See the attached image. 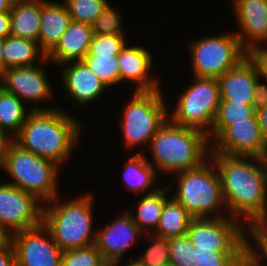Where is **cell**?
I'll list each match as a JSON object with an SVG mask.
<instances>
[{
	"instance_id": "16",
	"label": "cell",
	"mask_w": 267,
	"mask_h": 266,
	"mask_svg": "<svg viewBox=\"0 0 267 266\" xmlns=\"http://www.w3.org/2000/svg\"><path fill=\"white\" fill-rule=\"evenodd\" d=\"M261 77L258 61L249 54L236 67L218 78L221 100L252 105L255 85Z\"/></svg>"
},
{
	"instance_id": "36",
	"label": "cell",
	"mask_w": 267,
	"mask_h": 266,
	"mask_svg": "<svg viewBox=\"0 0 267 266\" xmlns=\"http://www.w3.org/2000/svg\"><path fill=\"white\" fill-rule=\"evenodd\" d=\"M119 11L109 3L92 24L94 35H125Z\"/></svg>"
},
{
	"instance_id": "26",
	"label": "cell",
	"mask_w": 267,
	"mask_h": 266,
	"mask_svg": "<svg viewBox=\"0 0 267 266\" xmlns=\"http://www.w3.org/2000/svg\"><path fill=\"white\" fill-rule=\"evenodd\" d=\"M170 187H172L171 183L163 189L161 188L155 192L143 195L137 203L138 206H136L137 210L135 215L130 213L140 230L142 232L146 231L145 234H149L151 231L153 233L156 230L165 206V201L169 198L166 196V192Z\"/></svg>"
},
{
	"instance_id": "20",
	"label": "cell",
	"mask_w": 267,
	"mask_h": 266,
	"mask_svg": "<svg viewBox=\"0 0 267 266\" xmlns=\"http://www.w3.org/2000/svg\"><path fill=\"white\" fill-rule=\"evenodd\" d=\"M93 36L92 25L71 21L59 42L46 55L47 61L58 65L81 61L88 53Z\"/></svg>"
},
{
	"instance_id": "1",
	"label": "cell",
	"mask_w": 267,
	"mask_h": 266,
	"mask_svg": "<svg viewBox=\"0 0 267 266\" xmlns=\"http://www.w3.org/2000/svg\"><path fill=\"white\" fill-rule=\"evenodd\" d=\"M210 159L220 177L226 212L240 221L244 217L248 227L267 206V177L260 158L210 153Z\"/></svg>"
},
{
	"instance_id": "21",
	"label": "cell",
	"mask_w": 267,
	"mask_h": 266,
	"mask_svg": "<svg viewBox=\"0 0 267 266\" xmlns=\"http://www.w3.org/2000/svg\"><path fill=\"white\" fill-rule=\"evenodd\" d=\"M65 3L41 0L38 45L47 55L59 42L71 22Z\"/></svg>"
},
{
	"instance_id": "25",
	"label": "cell",
	"mask_w": 267,
	"mask_h": 266,
	"mask_svg": "<svg viewBox=\"0 0 267 266\" xmlns=\"http://www.w3.org/2000/svg\"><path fill=\"white\" fill-rule=\"evenodd\" d=\"M3 57L6 70L11 67L37 65L34 63L37 58L47 63L46 54L41 50L38 42L11 35L4 39Z\"/></svg>"
},
{
	"instance_id": "14",
	"label": "cell",
	"mask_w": 267,
	"mask_h": 266,
	"mask_svg": "<svg viewBox=\"0 0 267 266\" xmlns=\"http://www.w3.org/2000/svg\"><path fill=\"white\" fill-rule=\"evenodd\" d=\"M232 2L240 28V31H236L235 34L242 48L250 55L267 48L262 47L264 44L267 46V0H233Z\"/></svg>"
},
{
	"instance_id": "6",
	"label": "cell",
	"mask_w": 267,
	"mask_h": 266,
	"mask_svg": "<svg viewBox=\"0 0 267 266\" xmlns=\"http://www.w3.org/2000/svg\"><path fill=\"white\" fill-rule=\"evenodd\" d=\"M208 161L210 165L207 164ZM176 175H178L177 191L172 194V197L180 202L192 217L218 218L230 216L221 215L222 207L223 210L225 208V211L226 207L222 197L220 177L210 157L197 168Z\"/></svg>"
},
{
	"instance_id": "47",
	"label": "cell",
	"mask_w": 267,
	"mask_h": 266,
	"mask_svg": "<svg viewBox=\"0 0 267 266\" xmlns=\"http://www.w3.org/2000/svg\"><path fill=\"white\" fill-rule=\"evenodd\" d=\"M260 161L262 163L263 166V170L266 174L267 177V145L265 146L263 152L261 153V155L259 156Z\"/></svg>"
},
{
	"instance_id": "42",
	"label": "cell",
	"mask_w": 267,
	"mask_h": 266,
	"mask_svg": "<svg viewBox=\"0 0 267 266\" xmlns=\"http://www.w3.org/2000/svg\"><path fill=\"white\" fill-rule=\"evenodd\" d=\"M13 234L7 229L0 226V252L6 251L12 245Z\"/></svg>"
},
{
	"instance_id": "9",
	"label": "cell",
	"mask_w": 267,
	"mask_h": 266,
	"mask_svg": "<svg viewBox=\"0 0 267 266\" xmlns=\"http://www.w3.org/2000/svg\"><path fill=\"white\" fill-rule=\"evenodd\" d=\"M189 46L195 77L218 79L249 55L235 32L203 37Z\"/></svg>"
},
{
	"instance_id": "45",
	"label": "cell",
	"mask_w": 267,
	"mask_h": 266,
	"mask_svg": "<svg viewBox=\"0 0 267 266\" xmlns=\"http://www.w3.org/2000/svg\"><path fill=\"white\" fill-rule=\"evenodd\" d=\"M4 39L0 38V76L5 72L6 65L3 57Z\"/></svg>"
},
{
	"instance_id": "44",
	"label": "cell",
	"mask_w": 267,
	"mask_h": 266,
	"mask_svg": "<svg viewBox=\"0 0 267 266\" xmlns=\"http://www.w3.org/2000/svg\"><path fill=\"white\" fill-rule=\"evenodd\" d=\"M267 260V246H265L252 260L251 266H265V261L262 259Z\"/></svg>"
},
{
	"instance_id": "41",
	"label": "cell",
	"mask_w": 267,
	"mask_h": 266,
	"mask_svg": "<svg viewBox=\"0 0 267 266\" xmlns=\"http://www.w3.org/2000/svg\"><path fill=\"white\" fill-rule=\"evenodd\" d=\"M0 266H17L12 245L6 251L0 252Z\"/></svg>"
},
{
	"instance_id": "49",
	"label": "cell",
	"mask_w": 267,
	"mask_h": 266,
	"mask_svg": "<svg viewBox=\"0 0 267 266\" xmlns=\"http://www.w3.org/2000/svg\"><path fill=\"white\" fill-rule=\"evenodd\" d=\"M118 263L121 264V262L116 261V262H114V263L108 264V266H117ZM122 266H123V265H122ZM124 266H140V265H139V264L136 262V260L134 259V260H132L131 262H129L128 264H125Z\"/></svg>"
},
{
	"instance_id": "7",
	"label": "cell",
	"mask_w": 267,
	"mask_h": 266,
	"mask_svg": "<svg viewBox=\"0 0 267 266\" xmlns=\"http://www.w3.org/2000/svg\"><path fill=\"white\" fill-rule=\"evenodd\" d=\"M160 89L134 91L124 107L121 130L127 148L150 143L151 138L168 120L170 110Z\"/></svg>"
},
{
	"instance_id": "24",
	"label": "cell",
	"mask_w": 267,
	"mask_h": 266,
	"mask_svg": "<svg viewBox=\"0 0 267 266\" xmlns=\"http://www.w3.org/2000/svg\"><path fill=\"white\" fill-rule=\"evenodd\" d=\"M23 103L16 95L0 86V135L3 138L12 140L19 133L32 110H52V107L44 108L36 105L27 112Z\"/></svg>"
},
{
	"instance_id": "18",
	"label": "cell",
	"mask_w": 267,
	"mask_h": 266,
	"mask_svg": "<svg viewBox=\"0 0 267 266\" xmlns=\"http://www.w3.org/2000/svg\"><path fill=\"white\" fill-rule=\"evenodd\" d=\"M62 82L68 96L79 105H88L107 89L104 83L82 61L62 64Z\"/></svg>"
},
{
	"instance_id": "48",
	"label": "cell",
	"mask_w": 267,
	"mask_h": 266,
	"mask_svg": "<svg viewBox=\"0 0 267 266\" xmlns=\"http://www.w3.org/2000/svg\"><path fill=\"white\" fill-rule=\"evenodd\" d=\"M8 139H0V168H3L4 163V148Z\"/></svg>"
},
{
	"instance_id": "39",
	"label": "cell",
	"mask_w": 267,
	"mask_h": 266,
	"mask_svg": "<svg viewBox=\"0 0 267 266\" xmlns=\"http://www.w3.org/2000/svg\"><path fill=\"white\" fill-rule=\"evenodd\" d=\"M10 35V11L0 12V38L5 39Z\"/></svg>"
},
{
	"instance_id": "38",
	"label": "cell",
	"mask_w": 267,
	"mask_h": 266,
	"mask_svg": "<svg viewBox=\"0 0 267 266\" xmlns=\"http://www.w3.org/2000/svg\"><path fill=\"white\" fill-rule=\"evenodd\" d=\"M262 81L263 79H260L254 89L252 105L256 110L267 106V84L262 83Z\"/></svg>"
},
{
	"instance_id": "12",
	"label": "cell",
	"mask_w": 267,
	"mask_h": 266,
	"mask_svg": "<svg viewBox=\"0 0 267 266\" xmlns=\"http://www.w3.org/2000/svg\"><path fill=\"white\" fill-rule=\"evenodd\" d=\"M12 246L17 266H61L63 251L43 224L14 233Z\"/></svg>"
},
{
	"instance_id": "17",
	"label": "cell",
	"mask_w": 267,
	"mask_h": 266,
	"mask_svg": "<svg viewBox=\"0 0 267 266\" xmlns=\"http://www.w3.org/2000/svg\"><path fill=\"white\" fill-rule=\"evenodd\" d=\"M120 216L96 233L95 246L108 264L122 260L123 253L131 244L134 245L133 240L143 233L132 219L130 211Z\"/></svg>"
},
{
	"instance_id": "46",
	"label": "cell",
	"mask_w": 267,
	"mask_h": 266,
	"mask_svg": "<svg viewBox=\"0 0 267 266\" xmlns=\"http://www.w3.org/2000/svg\"><path fill=\"white\" fill-rule=\"evenodd\" d=\"M15 0H0V12L10 11Z\"/></svg>"
},
{
	"instance_id": "23",
	"label": "cell",
	"mask_w": 267,
	"mask_h": 266,
	"mask_svg": "<svg viewBox=\"0 0 267 266\" xmlns=\"http://www.w3.org/2000/svg\"><path fill=\"white\" fill-rule=\"evenodd\" d=\"M123 169V184L127 189L134 192L136 196L141 195V192L149 194L160 189V187H157L159 184L156 182L158 177L157 170L152 162L148 161L143 152L131 156L124 164Z\"/></svg>"
},
{
	"instance_id": "30",
	"label": "cell",
	"mask_w": 267,
	"mask_h": 266,
	"mask_svg": "<svg viewBox=\"0 0 267 266\" xmlns=\"http://www.w3.org/2000/svg\"><path fill=\"white\" fill-rule=\"evenodd\" d=\"M195 266H251L247 252H216L195 248Z\"/></svg>"
},
{
	"instance_id": "8",
	"label": "cell",
	"mask_w": 267,
	"mask_h": 266,
	"mask_svg": "<svg viewBox=\"0 0 267 266\" xmlns=\"http://www.w3.org/2000/svg\"><path fill=\"white\" fill-rule=\"evenodd\" d=\"M194 79L195 82L181 93L173 112L168 115L173 123L208 135L221 100L219 81L195 76Z\"/></svg>"
},
{
	"instance_id": "10",
	"label": "cell",
	"mask_w": 267,
	"mask_h": 266,
	"mask_svg": "<svg viewBox=\"0 0 267 266\" xmlns=\"http://www.w3.org/2000/svg\"><path fill=\"white\" fill-rule=\"evenodd\" d=\"M247 227L236 218H194L186 235L199 250L247 252ZM246 236V237H245Z\"/></svg>"
},
{
	"instance_id": "34",
	"label": "cell",
	"mask_w": 267,
	"mask_h": 266,
	"mask_svg": "<svg viewBox=\"0 0 267 266\" xmlns=\"http://www.w3.org/2000/svg\"><path fill=\"white\" fill-rule=\"evenodd\" d=\"M170 266H195V247L187 235L170 239Z\"/></svg>"
},
{
	"instance_id": "19",
	"label": "cell",
	"mask_w": 267,
	"mask_h": 266,
	"mask_svg": "<svg viewBox=\"0 0 267 266\" xmlns=\"http://www.w3.org/2000/svg\"><path fill=\"white\" fill-rule=\"evenodd\" d=\"M121 83L128 80L136 86L134 91H153L161 88L157 78L148 75L153 65L150 52L144 47L125 46L118 54ZM125 79V80H124Z\"/></svg>"
},
{
	"instance_id": "5",
	"label": "cell",
	"mask_w": 267,
	"mask_h": 266,
	"mask_svg": "<svg viewBox=\"0 0 267 266\" xmlns=\"http://www.w3.org/2000/svg\"><path fill=\"white\" fill-rule=\"evenodd\" d=\"M59 168L62 166L54 161L24 150L11 139L7 140L3 169L9 173L12 182L6 183L34 195L40 202L43 200L42 204L59 196Z\"/></svg>"
},
{
	"instance_id": "35",
	"label": "cell",
	"mask_w": 267,
	"mask_h": 266,
	"mask_svg": "<svg viewBox=\"0 0 267 266\" xmlns=\"http://www.w3.org/2000/svg\"><path fill=\"white\" fill-rule=\"evenodd\" d=\"M248 235L251 236L250 239L253 244H256L255 247L249 239H247V253L250 261L261 251L265 246H267V206L262 211V213L257 216L247 227Z\"/></svg>"
},
{
	"instance_id": "15",
	"label": "cell",
	"mask_w": 267,
	"mask_h": 266,
	"mask_svg": "<svg viewBox=\"0 0 267 266\" xmlns=\"http://www.w3.org/2000/svg\"><path fill=\"white\" fill-rule=\"evenodd\" d=\"M42 69L38 64L8 68L0 76V86L24 101V104L27 101L38 104L52 99L54 92Z\"/></svg>"
},
{
	"instance_id": "31",
	"label": "cell",
	"mask_w": 267,
	"mask_h": 266,
	"mask_svg": "<svg viewBox=\"0 0 267 266\" xmlns=\"http://www.w3.org/2000/svg\"><path fill=\"white\" fill-rule=\"evenodd\" d=\"M148 238L149 240L151 239V243L146 251H144V254L139 255L135 259L136 262L140 266H170V239L158 236L154 233H149Z\"/></svg>"
},
{
	"instance_id": "29",
	"label": "cell",
	"mask_w": 267,
	"mask_h": 266,
	"mask_svg": "<svg viewBox=\"0 0 267 266\" xmlns=\"http://www.w3.org/2000/svg\"><path fill=\"white\" fill-rule=\"evenodd\" d=\"M81 61L106 87L120 84L118 55H85Z\"/></svg>"
},
{
	"instance_id": "37",
	"label": "cell",
	"mask_w": 267,
	"mask_h": 266,
	"mask_svg": "<svg viewBox=\"0 0 267 266\" xmlns=\"http://www.w3.org/2000/svg\"><path fill=\"white\" fill-rule=\"evenodd\" d=\"M125 35H94L86 55H118L125 46Z\"/></svg>"
},
{
	"instance_id": "11",
	"label": "cell",
	"mask_w": 267,
	"mask_h": 266,
	"mask_svg": "<svg viewBox=\"0 0 267 266\" xmlns=\"http://www.w3.org/2000/svg\"><path fill=\"white\" fill-rule=\"evenodd\" d=\"M43 206L32 194L8 183L0 184V226L12 234L42 224Z\"/></svg>"
},
{
	"instance_id": "2",
	"label": "cell",
	"mask_w": 267,
	"mask_h": 266,
	"mask_svg": "<svg viewBox=\"0 0 267 266\" xmlns=\"http://www.w3.org/2000/svg\"><path fill=\"white\" fill-rule=\"evenodd\" d=\"M80 127L76 118L61 109L32 110L12 140L24 150L59 165L65 163L78 144Z\"/></svg>"
},
{
	"instance_id": "13",
	"label": "cell",
	"mask_w": 267,
	"mask_h": 266,
	"mask_svg": "<svg viewBox=\"0 0 267 266\" xmlns=\"http://www.w3.org/2000/svg\"><path fill=\"white\" fill-rule=\"evenodd\" d=\"M214 141L209 153L242 157H259L267 145L256 114L247 121L228 125Z\"/></svg>"
},
{
	"instance_id": "32",
	"label": "cell",
	"mask_w": 267,
	"mask_h": 266,
	"mask_svg": "<svg viewBox=\"0 0 267 266\" xmlns=\"http://www.w3.org/2000/svg\"><path fill=\"white\" fill-rule=\"evenodd\" d=\"M72 21L92 25L109 3L107 0H64Z\"/></svg>"
},
{
	"instance_id": "33",
	"label": "cell",
	"mask_w": 267,
	"mask_h": 266,
	"mask_svg": "<svg viewBox=\"0 0 267 266\" xmlns=\"http://www.w3.org/2000/svg\"><path fill=\"white\" fill-rule=\"evenodd\" d=\"M61 266H108L95 244L63 251Z\"/></svg>"
},
{
	"instance_id": "28",
	"label": "cell",
	"mask_w": 267,
	"mask_h": 266,
	"mask_svg": "<svg viewBox=\"0 0 267 266\" xmlns=\"http://www.w3.org/2000/svg\"><path fill=\"white\" fill-rule=\"evenodd\" d=\"M255 114L256 109L253 105L220 100L211 132L208 134L209 141L212 143L211 138L214 140L228 125L234 124V122L247 121Z\"/></svg>"
},
{
	"instance_id": "4",
	"label": "cell",
	"mask_w": 267,
	"mask_h": 266,
	"mask_svg": "<svg viewBox=\"0 0 267 266\" xmlns=\"http://www.w3.org/2000/svg\"><path fill=\"white\" fill-rule=\"evenodd\" d=\"M72 199L59 204L57 196L43 206L42 224L62 251L93 245L96 239L92 195Z\"/></svg>"
},
{
	"instance_id": "40",
	"label": "cell",
	"mask_w": 267,
	"mask_h": 266,
	"mask_svg": "<svg viewBox=\"0 0 267 266\" xmlns=\"http://www.w3.org/2000/svg\"><path fill=\"white\" fill-rule=\"evenodd\" d=\"M252 55L260 65L263 80L267 81V48L255 51Z\"/></svg>"
},
{
	"instance_id": "22",
	"label": "cell",
	"mask_w": 267,
	"mask_h": 266,
	"mask_svg": "<svg viewBox=\"0 0 267 266\" xmlns=\"http://www.w3.org/2000/svg\"><path fill=\"white\" fill-rule=\"evenodd\" d=\"M41 0H15L10 10L11 36L38 42Z\"/></svg>"
},
{
	"instance_id": "43",
	"label": "cell",
	"mask_w": 267,
	"mask_h": 266,
	"mask_svg": "<svg viewBox=\"0 0 267 266\" xmlns=\"http://www.w3.org/2000/svg\"><path fill=\"white\" fill-rule=\"evenodd\" d=\"M256 117L264 138L267 140V106L256 110Z\"/></svg>"
},
{
	"instance_id": "3",
	"label": "cell",
	"mask_w": 267,
	"mask_h": 266,
	"mask_svg": "<svg viewBox=\"0 0 267 266\" xmlns=\"http://www.w3.org/2000/svg\"><path fill=\"white\" fill-rule=\"evenodd\" d=\"M209 143L203 131L179 126L168 118L148 145H151L157 172L172 174L197 168L209 159Z\"/></svg>"
},
{
	"instance_id": "27",
	"label": "cell",
	"mask_w": 267,
	"mask_h": 266,
	"mask_svg": "<svg viewBox=\"0 0 267 266\" xmlns=\"http://www.w3.org/2000/svg\"><path fill=\"white\" fill-rule=\"evenodd\" d=\"M194 219L173 197L165 201V206L154 234L169 239L185 236Z\"/></svg>"
}]
</instances>
